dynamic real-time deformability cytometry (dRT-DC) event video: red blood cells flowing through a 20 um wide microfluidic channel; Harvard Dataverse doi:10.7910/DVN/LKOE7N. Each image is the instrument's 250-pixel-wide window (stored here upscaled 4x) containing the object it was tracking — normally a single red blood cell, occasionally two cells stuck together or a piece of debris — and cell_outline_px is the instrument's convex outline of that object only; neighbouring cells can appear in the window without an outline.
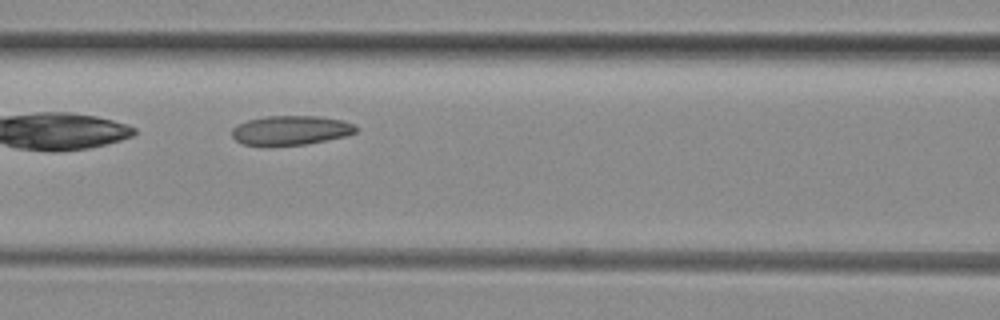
{"species": "common noctule bat (a hibernating species)", "species_latin": "Nyctalus noctula", "temperature_condition": "room temperature", "stored_images_in_passage": 9, "camera_frame_rate_fps": 3000, "um_per_image_px": 0.085, "animal": {"sex": "female", "body_mass_g": 29.2, "forearm_length_mm": 56.3}, "frame": {"image": 1, "passage_image": 6, "time_ms": 6.667, "image_size_px": [1000, 320], "cell_outline_px": [[356, 132], [344, 136], [308, 144], [244, 144], [236, 140], [232, 136], [232, 128], [236, 124], [248, 120], [268, 116], [320, 116], [344, 120], [356, 124]], "centroid_in_image_um": [24.75, 11.05], "position_along_channel_um": 141.9, "area_um2": 20.92}}
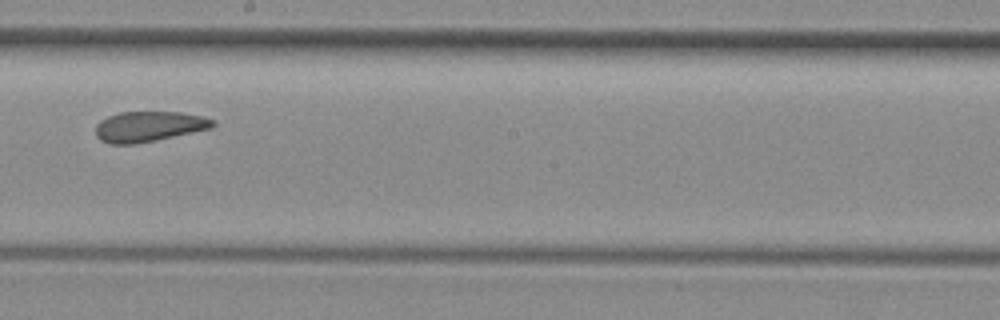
{"frame": {"image": 2, "passage_image": 8, "time_ms": 9.0, "image_size_px": [1000, 320], "cell_outline_px": [[216, 124], [212, 128], [156, 140], [132, 144], [112, 144], [100, 140], [96, 136], [96, 124], [100, 120], [108, 116], [120, 112], [180, 112], [204, 116], [216, 120]], "centroid_in_image_um": [12.67, 10.74], "position_along_channel_um": 235.5, "area_um2": 20.81}}
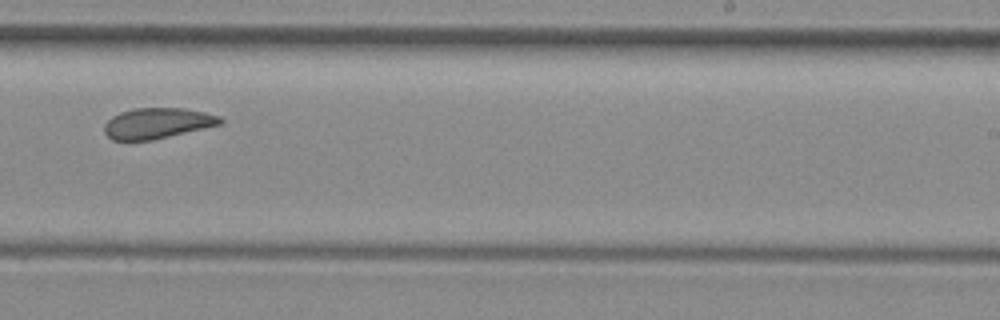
{"frame": {"image": 3, "passage_image": 9, "time_ms": 10.0, "image_size_px": [1000, 320], "cell_outline_px": [[224, 120], [220, 124], [152, 140], [112, 140], [104, 132], [104, 124], [112, 116], [120, 112], [136, 108], [184, 108], [204, 112], [220, 116]], "centroid_in_image_um": [13.35, 10.47], "position_along_channel_um": 275.7, "area_um2": 20.52}}